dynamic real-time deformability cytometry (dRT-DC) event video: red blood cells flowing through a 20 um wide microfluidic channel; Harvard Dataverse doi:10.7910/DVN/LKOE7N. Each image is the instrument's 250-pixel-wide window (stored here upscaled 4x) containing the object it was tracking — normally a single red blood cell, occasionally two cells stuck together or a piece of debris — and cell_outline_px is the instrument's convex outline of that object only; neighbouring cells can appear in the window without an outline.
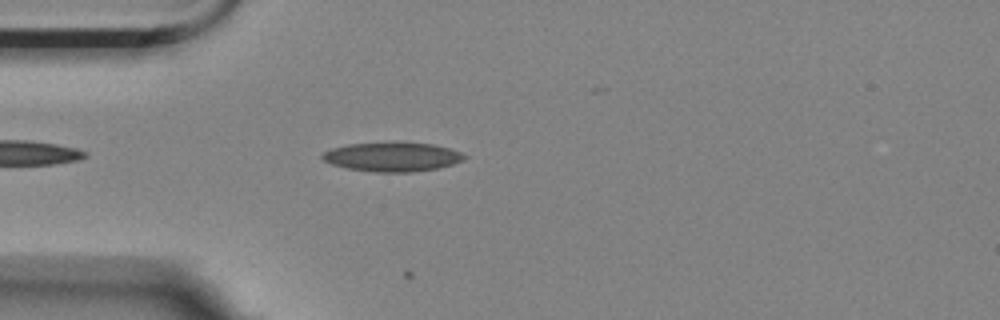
{"species": "Egyptian fruit bat (a non-hibernating species)", "species_latin": "Rousettus aegyptiacus", "temperature_condition": "room temperature", "stored_images_in_passage": 13, "camera_frame_rate_fps": 3000, "um_per_image_px": 0.085, "animal": {"sex": "female"}, "frame": {"image": 1, "passage_image": 5, "time_ms": 1.333, "image_size_px": [1000, 320], "cell_outline_px": [[468, 156], [464, 160], [452, 164], [436, 168], [412, 172], [372, 172], [348, 168], [332, 164], [324, 160], [320, 156], [324, 152], [332, 148], [348, 144], [432, 144], [448, 148], [460, 152]], "centroid_in_image_um": [33.35, 13.36], "position_along_channel_um": 51.7, "area_um2": 23.41}}
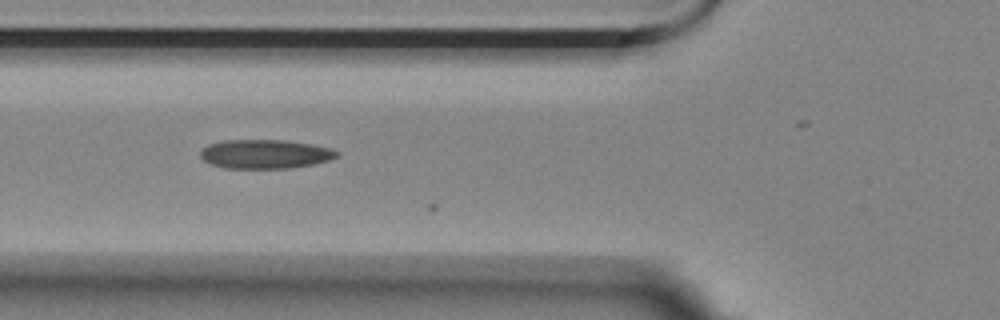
{"frame": {"image": 2, "passage_image": 10, "time_ms": 3.0, "image_size_px": [1000, 320], "cell_outline_px": [[340, 152], [336, 156], [328, 160], [312, 164], [292, 168], [224, 168], [212, 164], [204, 160], [200, 156], [200, 152], [208, 144], [224, 140], [284, 140], [312, 144], [332, 148]], "centroid_in_image_um": [22.54, 13.09], "position_along_channel_um": 103.3, "area_um2": 23.0}}